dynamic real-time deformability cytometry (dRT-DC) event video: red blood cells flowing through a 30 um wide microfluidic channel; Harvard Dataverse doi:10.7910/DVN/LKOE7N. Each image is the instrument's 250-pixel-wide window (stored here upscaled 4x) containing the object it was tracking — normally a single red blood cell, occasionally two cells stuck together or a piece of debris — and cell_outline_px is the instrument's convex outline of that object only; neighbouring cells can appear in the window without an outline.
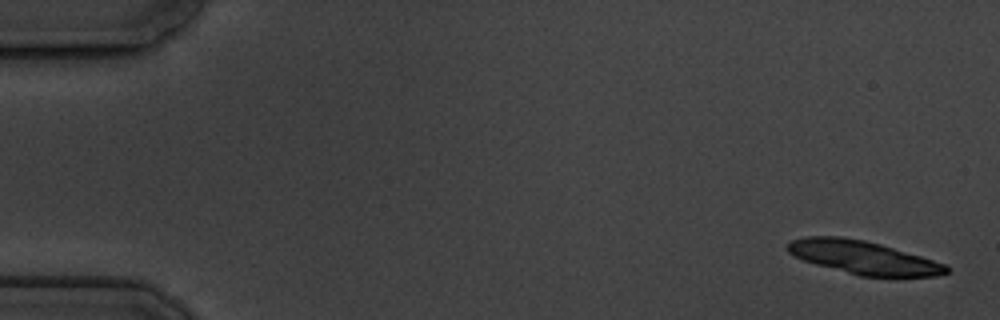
{"species": "common noctule bat (a hibernating species)", "species_latin": "Nyctalus noctula", "temperature_condition": "cold", "stored_images_in_passage": 7, "camera_frame_rate_fps": 3000, "um_per_image_px": 0.085, "animal": {"sex": "male", "body_mass_g": 19.5, "forearm_length_mm": 54.6}, "frame": {"image": 1, "passage_image": 1, "time_ms": 0.0, "image_size_px": [1000, 320], "cell_outline_px": [[952, 268], [948, 272], [936, 276], [860, 276], [816, 264], [804, 260], [788, 252], [788, 244], [792, 240], [804, 236], [840, 236], [864, 240], [880, 244], [948, 264]], "centroid_in_image_um": [73.42, 21.88], "position_along_channel_um": 11.6, "area_um2": 30.52}}
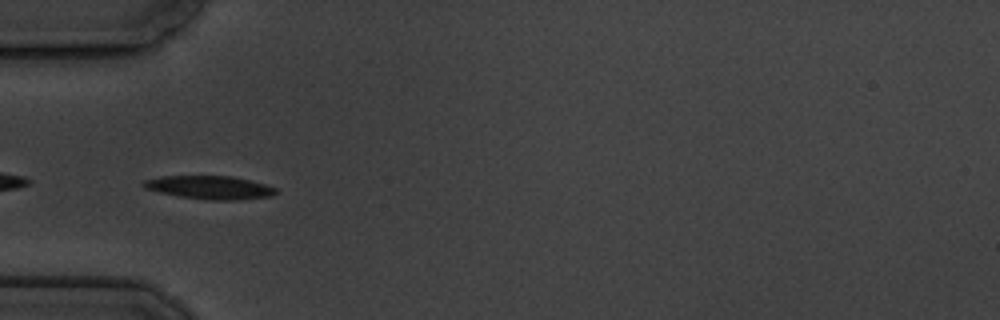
{"frame": {"image": 2, "passage_image": 5, "time_ms": 5.667, "image_size_px": [1000, 320], "cell_outline_px": [[276, 192], [272, 196], [240, 200], [208, 200], [180, 196], [160, 192], [144, 188], [140, 184], [144, 180], [160, 176], [228, 176], [248, 180], [264, 184], [276, 188]], "centroid_in_image_um": [17.8, 15.94], "position_along_channel_um": 67.2, "area_um2": 17.86}}
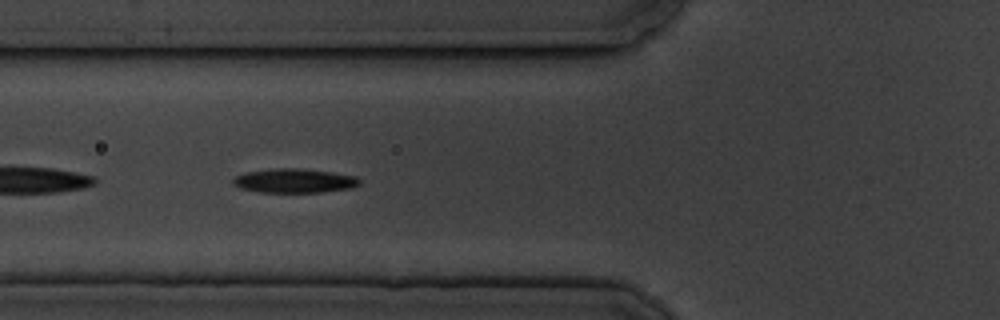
{"frame": {"image": 3, "passage_image": 6, "time_ms": 6.667, "image_size_px": [1000, 320], "cell_outline_px": [[360, 184], [352, 188], [320, 192], [260, 192], [240, 188], [232, 184], [232, 180], [236, 176], [244, 172], [272, 168], [300, 168], [332, 172], [356, 176], [360, 180]], "centroid_in_image_um": [25.0, 15.35], "position_along_channel_um": 100.8, "area_um2": 17.92}}